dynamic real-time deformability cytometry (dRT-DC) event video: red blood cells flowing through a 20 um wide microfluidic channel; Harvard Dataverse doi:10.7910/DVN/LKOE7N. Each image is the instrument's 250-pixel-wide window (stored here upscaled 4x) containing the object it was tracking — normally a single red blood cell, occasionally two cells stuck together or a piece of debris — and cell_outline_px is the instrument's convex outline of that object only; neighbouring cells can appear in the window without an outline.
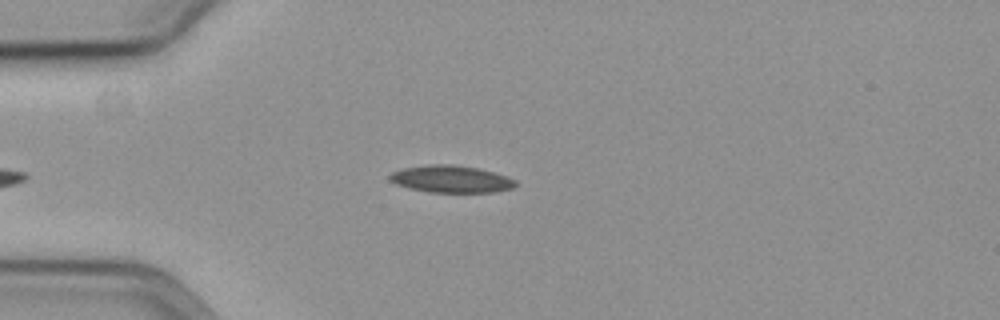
{"species": "common noctule bat (a hibernating species)", "species_latin": "Nyctalus noctula", "temperature_condition": "cold", "stored_images_in_passage": 44, "camera_frame_rate_fps": 3000, "um_per_image_px": 0.085, "animal": {"sex": "female", "body_mass_g": 19.3, "forearm_length_mm": 54.1}, "frame": {"image": 1, "passage_image": 10, "time_ms": 3.0, "image_size_px": [1000, 320], "cell_outline_px": [[520, 184], [512, 188], [496, 192], [428, 192], [408, 188], [396, 184], [388, 180], [388, 176], [392, 172], [404, 168], [428, 164], [452, 164], [476, 168], [508, 176], [516, 180]], "centroid_in_image_um": [38.35, 15.22], "position_along_channel_um": 46.7, "area_um2": 20.06}}
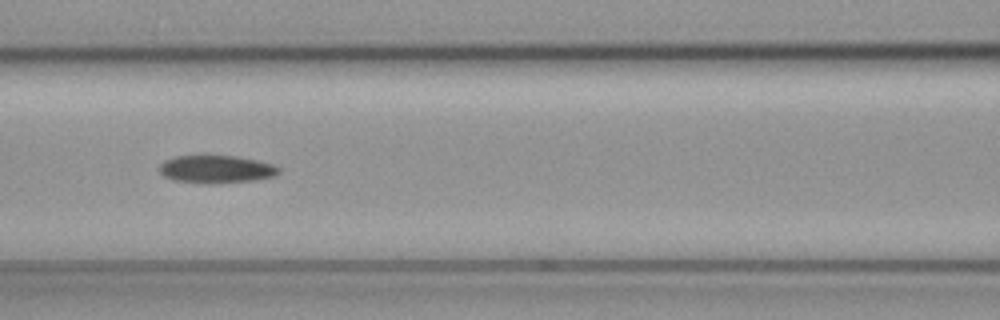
{"frame": {"image": 2, "passage_image": 20, "time_ms": 6.333, "image_size_px": [1000, 320], "cell_outline_px": [[280, 172], [272, 176], [256, 180], [208, 184], [204, 184], [172, 180], [164, 176], [160, 172], [160, 164], [164, 160], [176, 156], [236, 156], [256, 160], [272, 164], [280, 168]], "centroid_in_image_um": [18.36, 14.39], "position_along_channel_um": 148.2, "area_um2": 19.31}}
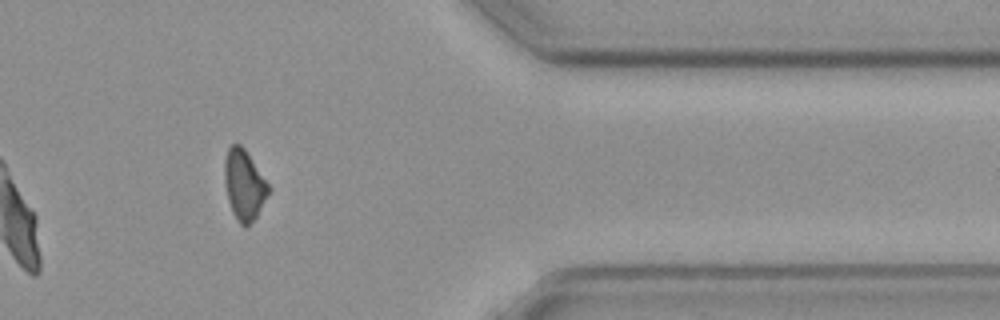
{"frame": {"image": 3, "passage_image": 42, "time_ms": 13.667, "image_size_px": [1000, 320], "cell_outline_px": [[272, 192], [256, 216], [244, 228], [236, 220], [232, 212], [228, 200], [224, 180], [224, 160], [228, 148], [232, 144], [240, 144], [244, 148], [272, 188]], "centroid_in_image_um": [20.77, 15.72], "position_along_channel_um": 390.6, "area_um2": 18.26}}